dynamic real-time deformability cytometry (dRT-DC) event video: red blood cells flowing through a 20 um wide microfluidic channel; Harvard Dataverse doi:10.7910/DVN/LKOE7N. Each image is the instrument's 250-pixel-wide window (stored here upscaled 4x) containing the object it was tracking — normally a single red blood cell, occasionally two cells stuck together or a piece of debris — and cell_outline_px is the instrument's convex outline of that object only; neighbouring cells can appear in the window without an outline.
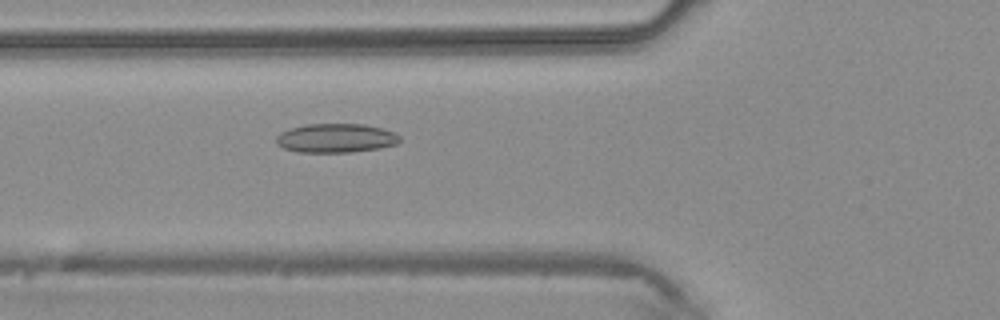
{"species": "common noctule bat (a hibernating species)", "species_latin": "Nyctalus noctula", "temperature_condition": "warm", "stored_images_in_passage": 18, "camera_frame_rate_fps": 3000, "um_per_image_px": 0.085, "animal": {"sex": "male", "body_mass_g": 20.4}, "frame": {"image": 1, "passage_image": 9, "time_ms": 2.667, "image_size_px": [1000, 320], "cell_outline_px": [[400, 140], [396, 144], [380, 148], [348, 152], [296, 152], [284, 148], [276, 144], [276, 136], [280, 132], [288, 128], [308, 124], [364, 124], [380, 128], [392, 132], [400, 136]], "centroid_in_image_um": [28.5, 11.74], "position_along_channel_um": 97.3, "area_um2": 20.87}}
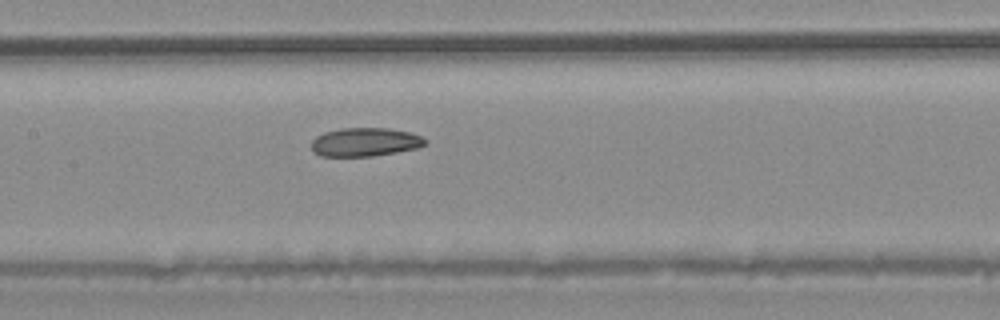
{"frame": {"image": 2, "passage_image": 14, "time_ms": 4.333, "image_size_px": [1000, 320], "cell_outline_px": [[428, 144], [416, 148], [396, 152], [372, 156], [320, 156], [312, 152], [312, 140], [316, 136], [324, 132], [340, 128], [388, 128], [412, 132], [428, 140]], "centroid_in_image_um": [31.03, 12.07], "position_along_channel_um": 176.4, "area_um2": 19.13}}
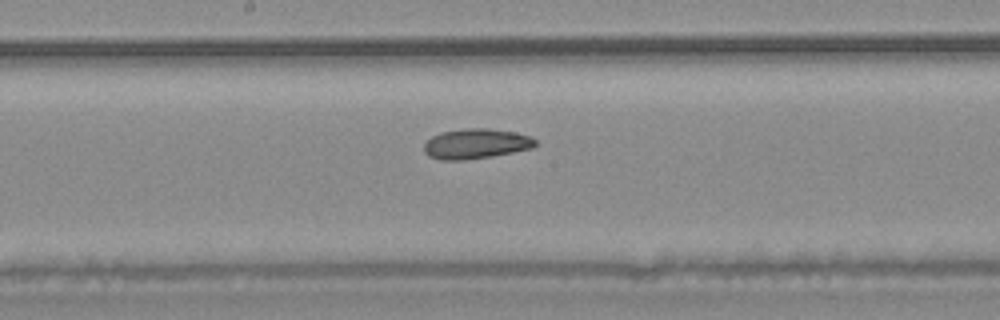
{"frame": {"image": 3, "passage_image": 16, "time_ms": 5.0, "image_size_px": [1000, 320], "cell_outline_px": [[536, 144], [532, 148], [492, 156], [464, 160], [440, 160], [428, 156], [424, 152], [424, 144], [432, 136], [440, 132], [464, 128], [488, 128], [516, 132], [532, 136], [536, 140]], "centroid_in_image_um": [40.45, 12.21], "position_along_channel_um": 207.8, "area_um2": 19.65}}